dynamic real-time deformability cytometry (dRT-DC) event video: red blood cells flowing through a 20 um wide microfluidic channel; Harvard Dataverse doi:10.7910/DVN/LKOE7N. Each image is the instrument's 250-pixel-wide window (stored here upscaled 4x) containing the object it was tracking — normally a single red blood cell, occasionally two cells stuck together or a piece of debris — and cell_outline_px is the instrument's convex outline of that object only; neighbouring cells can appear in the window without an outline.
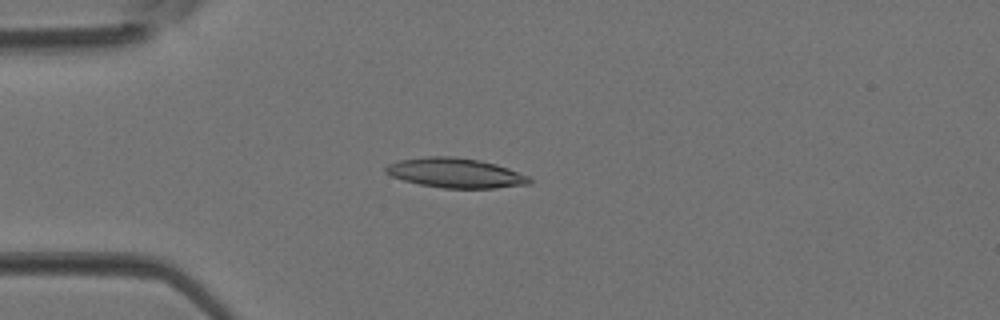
{"species": "Egyptian fruit bat (a non-hibernating species)", "species_latin": "Rousettus aegyptiacus", "temperature_condition": "room temperature", "stored_images_in_passage": 3, "camera_frame_rate_fps": 3000, "um_per_image_px": 0.085, "animal": {"sex": "female"}, "frame": {"image": 1, "passage_image": 3, "time_ms": 0.667, "image_size_px": [1000, 320], "cell_outline_px": [[532, 184], [496, 188], [444, 188], [420, 184], [404, 180], [392, 176], [384, 172], [384, 168], [388, 164], [400, 160], [424, 156], [456, 156], [480, 160], [496, 164], [508, 168], [528, 176], [532, 180]], "centroid_in_image_um": [38.73, 14.69], "position_along_channel_um": 46.3, "area_um2": 24.97}}